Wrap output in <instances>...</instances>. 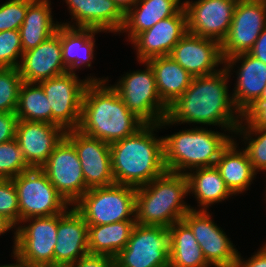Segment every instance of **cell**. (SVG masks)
<instances>
[{
    "mask_svg": "<svg viewBox=\"0 0 266 267\" xmlns=\"http://www.w3.org/2000/svg\"><path fill=\"white\" fill-rule=\"evenodd\" d=\"M229 76L223 67L215 73L193 77L190 86L168 107L167 117L158 123L160 129L181 122L219 125L235 133L243 115L228 93Z\"/></svg>",
    "mask_w": 266,
    "mask_h": 267,
    "instance_id": "cell-1",
    "label": "cell"
},
{
    "mask_svg": "<svg viewBox=\"0 0 266 267\" xmlns=\"http://www.w3.org/2000/svg\"><path fill=\"white\" fill-rule=\"evenodd\" d=\"M106 82H90L84 91L82 133L112 144L135 134L145 123L124 104L119 93Z\"/></svg>",
    "mask_w": 266,
    "mask_h": 267,
    "instance_id": "cell-2",
    "label": "cell"
},
{
    "mask_svg": "<svg viewBox=\"0 0 266 267\" xmlns=\"http://www.w3.org/2000/svg\"><path fill=\"white\" fill-rule=\"evenodd\" d=\"M158 124H145L135 134L110 144L111 169L116 184L139 187L167 171L163 137Z\"/></svg>",
    "mask_w": 266,
    "mask_h": 267,
    "instance_id": "cell-3",
    "label": "cell"
},
{
    "mask_svg": "<svg viewBox=\"0 0 266 267\" xmlns=\"http://www.w3.org/2000/svg\"><path fill=\"white\" fill-rule=\"evenodd\" d=\"M189 194L186 174L166 171L136 188L135 221L140 225L169 228L190 210L183 199Z\"/></svg>",
    "mask_w": 266,
    "mask_h": 267,
    "instance_id": "cell-4",
    "label": "cell"
},
{
    "mask_svg": "<svg viewBox=\"0 0 266 267\" xmlns=\"http://www.w3.org/2000/svg\"><path fill=\"white\" fill-rule=\"evenodd\" d=\"M232 140V136L202 127L164 136L165 167L167 171L186 174L188 169L215 166Z\"/></svg>",
    "mask_w": 266,
    "mask_h": 267,
    "instance_id": "cell-5",
    "label": "cell"
},
{
    "mask_svg": "<svg viewBox=\"0 0 266 267\" xmlns=\"http://www.w3.org/2000/svg\"><path fill=\"white\" fill-rule=\"evenodd\" d=\"M135 206L136 187L115 183L89 188L72 207L82 215L87 225H103L135 220Z\"/></svg>",
    "mask_w": 266,
    "mask_h": 267,
    "instance_id": "cell-6",
    "label": "cell"
},
{
    "mask_svg": "<svg viewBox=\"0 0 266 267\" xmlns=\"http://www.w3.org/2000/svg\"><path fill=\"white\" fill-rule=\"evenodd\" d=\"M75 74L67 72L39 82L52 109V124L60 126L65 132L79 128L86 86L90 82L108 81V77L101 79L93 76L83 81Z\"/></svg>",
    "mask_w": 266,
    "mask_h": 267,
    "instance_id": "cell-7",
    "label": "cell"
},
{
    "mask_svg": "<svg viewBox=\"0 0 266 267\" xmlns=\"http://www.w3.org/2000/svg\"><path fill=\"white\" fill-rule=\"evenodd\" d=\"M145 70L126 73L112 87L119 93L124 104L145 124H158L167 117L168 107L157 92L152 67L147 62Z\"/></svg>",
    "mask_w": 266,
    "mask_h": 267,
    "instance_id": "cell-8",
    "label": "cell"
},
{
    "mask_svg": "<svg viewBox=\"0 0 266 267\" xmlns=\"http://www.w3.org/2000/svg\"><path fill=\"white\" fill-rule=\"evenodd\" d=\"M17 191L19 223L27 218L64 213L70 206L40 168H32L12 178Z\"/></svg>",
    "mask_w": 266,
    "mask_h": 267,
    "instance_id": "cell-9",
    "label": "cell"
},
{
    "mask_svg": "<svg viewBox=\"0 0 266 267\" xmlns=\"http://www.w3.org/2000/svg\"><path fill=\"white\" fill-rule=\"evenodd\" d=\"M115 267H169L170 232L163 226L135 224Z\"/></svg>",
    "mask_w": 266,
    "mask_h": 267,
    "instance_id": "cell-10",
    "label": "cell"
},
{
    "mask_svg": "<svg viewBox=\"0 0 266 267\" xmlns=\"http://www.w3.org/2000/svg\"><path fill=\"white\" fill-rule=\"evenodd\" d=\"M28 225L14 228L13 255L30 267L54 266V246L57 241V214L27 218Z\"/></svg>",
    "mask_w": 266,
    "mask_h": 267,
    "instance_id": "cell-11",
    "label": "cell"
},
{
    "mask_svg": "<svg viewBox=\"0 0 266 267\" xmlns=\"http://www.w3.org/2000/svg\"><path fill=\"white\" fill-rule=\"evenodd\" d=\"M40 169L71 206L88 191L77 151L65 136Z\"/></svg>",
    "mask_w": 266,
    "mask_h": 267,
    "instance_id": "cell-12",
    "label": "cell"
},
{
    "mask_svg": "<svg viewBox=\"0 0 266 267\" xmlns=\"http://www.w3.org/2000/svg\"><path fill=\"white\" fill-rule=\"evenodd\" d=\"M265 27V0H238L229 32L221 42L224 61L237 54L248 53Z\"/></svg>",
    "mask_w": 266,
    "mask_h": 267,
    "instance_id": "cell-13",
    "label": "cell"
},
{
    "mask_svg": "<svg viewBox=\"0 0 266 267\" xmlns=\"http://www.w3.org/2000/svg\"><path fill=\"white\" fill-rule=\"evenodd\" d=\"M211 218L206 210H190L182 220L190 227L210 266L235 267L238 250Z\"/></svg>",
    "mask_w": 266,
    "mask_h": 267,
    "instance_id": "cell-14",
    "label": "cell"
},
{
    "mask_svg": "<svg viewBox=\"0 0 266 267\" xmlns=\"http://www.w3.org/2000/svg\"><path fill=\"white\" fill-rule=\"evenodd\" d=\"M238 0L185 1L187 31L220 43L226 38Z\"/></svg>",
    "mask_w": 266,
    "mask_h": 267,
    "instance_id": "cell-15",
    "label": "cell"
},
{
    "mask_svg": "<svg viewBox=\"0 0 266 267\" xmlns=\"http://www.w3.org/2000/svg\"><path fill=\"white\" fill-rule=\"evenodd\" d=\"M65 137L77 151L88 189L115 184L111 169L110 144L90 137L78 129L66 131Z\"/></svg>",
    "mask_w": 266,
    "mask_h": 267,
    "instance_id": "cell-16",
    "label": "cell"
},
{
    "mask_svg": "<svg viewBox=\"0 0 266 267\" xmlns=\"http://www.w3.org/2000/svg\"><path fill=\"white\" fill-rule=\"evenodd\" d=\"M187 32V15L183 6L175 15L160 20L131 41L136 47L137 60L146 62L155 57L169 56Z\"/></svg>",
    "mask_w": 266,
    "mask_h": 267,
    "instance_id": "cell-17",
    "label": "cell"
},
{
    "mask_svg": "<svg viewBox=\"0 0 266 267\" xmlns=\"http://www.w3.org/2000/svg\"><path fill=\"white\" fill-rule=\"evenodd\" d=\"M169 56L193 77L215 73L219 71L215 67L224 63L219 41L190 32L179 40Z\"/></svg>",
    "mask_w": 266,
    "mask_h": 267,
    "instance_id": "cell-18",
    "label": "cell"
},
{
    "mask_svg": "<svg viewBox=\"0 0 266 267\" xmlns=\"http://www.w3.org/2000/svg\"><path fill=\"white\" fill-rule=\"evenodd\" d=\"M18 69L22 80L29 83H39L69 72L62 60L61 24L47 40L23 52Z\"/></svg>",
    "mask_w": 266,
    "mask_h": 267,
    "instance_id": "cell-19",
    "label": "cell"
},
{
    "mask_svg": "<svg viewBox=\"0 0 266 267\" xmlns=\"http://www.w3.org/2000/svg\"><path fill=\"white\" fill-rule=\"evenodd\" d=\"M87 254L88 225L82 215L74 207L57 214L54 266L68 267Z\"/></svg>",
    "mask_w": 266,
    "mask_h": 267,
    "instance_id": "cell-20",
    "label": "cell"
},
{
    "mask_svg": "<svg viewBox=\"0 0 266 267\" xmlns=\"http://www.w3.org/2000/svg\"><path fill=\"white\" fill-rule=\"evenodd\" d=\"M239 61L242 64L236 72L238 77L232 99L243 115L261 98L266 86V64L249 53L237 54L224 61V67L229 74Z\"/></svg>",
    "mask_w": 266,
    "mask_h": 267,
    "instance_id": "cell-21",
    "label": "cell"
},
{
    "mask_svg": "<svg viewBox=\"0 0 266 267\" xmlns=\"http://www.w3.org/2000/svg\"><path fill=\"white\" fill-rule=\"evenodd\" d=\"M64 136L65 131L58 125L18 120L15 139L27 163L40 168Z\"/></svg>",
    "mask_w": 266,
    "mask_h": 267,
    "instance_id": "cell-22",
    "label": "cell"
},
{
    "mask_svg": "<svg viewBox=\"0 0 266 267\" xmlns=\"http://www.w3.org/2000/svg\"><path fill=\"white\" fill-rule=\"evenodd\" d=\"M71 18L76 21L75 26L62 23L70 27L92 28L97 31L119 32L125 20V13L113 0H65Z\"/></svg>",
    "mask_w": 266,
    "mask_h": 267,
    "instance_id": "cell-23",
    "label": "cell"
},
{
    "mask_svg": "<svg viewBox=\"0 0 266 267\" xmlns=\"http://www.w3.org/2000/svg\"><path fill=\"white\" fill-rule=\"evenodd\" d=\"M183 6L181 0H139L125 13L121 32H128L129 41H132L160 20L175 15Z\"/></svg>",
    "mask_w": 266,
    "mask_h": 267,
    "instance_id": "cell-24",
    "label": "cell"
},
{
    "mask_svg": "<svg viewBox=\"0 0 266 267\" xmlns=\"http://www.w3.org/2000/svg\"><path fill=\"white\" fill-rule=\"evenodd\" d=\"M146 62L153 69L159 97L169 107L190 86L193 76L170 56L155 57Z\"/></svg>",
    "mask_w": 266,
    "mask_h": 267,
    "instance_id": "cell-25",
    "label": "cell"
},
{
    "mask_svg": "<svg viewBox=\"0 0 266 267\" xmlns=\"http://www.w3.org/2000/svg\"><path fill=\"white\" fill-rule=\"evenodd\" d=\"M49 0H34L27 8L19 33L23 52L36 48L54 33L61 23L54 22Z\"/></svg>",
    "mask_w": 266,
    "mask_h": 267,
    "instance_id": "cell-26",
    "label": "cell"
},
{
    "mask_svg": "<svg viewBox=\"0 0 266 267\" xmlns=\"http://www.w3.org/2000/svg\"><path fill=\"white\" fill-rule=\"evenodd\" d=\"M234 139L221 152L216 167L225 181L227 188L234 195L248 190L257 173L254 171L248 155L244 150H237Z\"/></svg>",
    "mask_w": 266,
    "mask_h": 267,
    "instance_id": "cell-27",
    "label": "cell"
},
{
    "mask_svg": "<svg viewBox=\"0 0 266 267\" xmlns=\"http://www.w3.org/2000/svg\"><path fill=\"white\" fill-rule=\"evenodd\" d=\"M92 28L70 27L61 24L62 60L69 72L81 66L91 67L94 58L95 33Z\"/></svg>",
    "mask_w": 266,
    "mask_h": 267,
    "instance_id": "cell-28",
    "label": "cell"
},
{
    "mask_svg": "<svg viewBox=\"0 0 266 267\" xmlns=\"http://www.w3.org/2000/svg\"><path fill=\"white\" fill-rule=\"evenodd\" d=\"M189 171L186 173L188 191L194 194L199 203L197 206L199 208L201 206V209L198 210L207 211V208L214 203L222 202L233 196L216 166L196 168Z\"/></svg>",
    "mask_w": 266,
    "mask_h": 267,
    "instance_id": "cell-29",
    "label": "cell"
},
{
    "mask_svg": "<svg viewBox=\"0 0 266 267\" xmlns=\"http://www.w3.org/2000/svg\"><path fill=\"white\" fill-rule=\"evenodd\" d=\"M135 224V220H125L103 225H88L89 254L115 257L126 247Z\"/></svg>",
    "mask_w": 266,
    "mask_h": 267,
    "instance_id": "cell-30",
    "label": "cell"
},
{
    "mask_svg": "<svg viewBox=\"0 0 266 267\" xmlns=\"http://www.w3.org/2000/svg\"><path fill=\"white\" fill-rule=\"evenodd\" d=\"M170 232L169 267H210L190 227L177 221L168 228Z\"/></svg>",
    "mask_w": 266,
    "mask_h": 267,
    "instance_id": "cell-31",
    "label": "cell"
},
{
    "mask_svg": "<svg viewBox=\"0 0 266 267\" xmlns=\"http://www.w3.org/2000/svg\"><path fill=\"white\" fill-rule=\"evenodd\" d=\"M18 120L52 124V109L48 98L39 83L21 84L18 105L15 112Z\"/></svg>",
    "mask_w": 266,
    "mask_h": 267,
    "instance_id": "cell-32",
    "label": "cell"
},
{
    "mask_svg": "<svg viewBox=\"0 0 266 267\" xmlns=\"http://www.w3.org/2000/svg\"><path fill=\"white\" fill-rule=\"evenodd\" d=\"M236 134L243 135L242 141L247 143L243 149L251 162L254 171H266V128L265 127H237ZM255 135V138L252 135ZM258 135V137H257Z\"/></svg>",
    "mask_w": 266,
    "mask_h": 267,
    "instance_id": "cell-33",
    "label": "cell"
},
{
    "mask_svg": "<svg viewBox=\"0 0 266 267\" xmlns=\"http://www.w3.org/2000/svg\"><path fill=\"white\" fill-rule=\"evenodd\" d=\"M30 169L15 138L0 144V179H12Z\"/></svg>",
    "mask_w": 266,
    "mask_h": 267,
    "instance_id": "cell-34",
    "label": "cell"
},
{
    "mask_svg": "<svg viewBox=\"0 0 266 267\" xmlns=\"http://www.w3.org/2000/svg\"><path fill=\"white\" fill-rule=\"evenodd\" d=\"M22 83L18 68H0V112H16Z\"/></svg>",
    "mask_w": 266,
    "mask_h": 267,
    "instance_id": "cell-35",
    "label": "cell"
},
{
    "mask_svg": "<svg viewBox=\"0 0 266 267\" xmlns=\"http://www.w3.org/2000/svg\"><path fill=\"white\" fill-rule=\"evenodd\" d=\"M22 55L19 30L0 32V68H18Z\"/></svg>",
    "mask_w": 266,
    "mask_h": 267,
    "instance_id": "cell-36",
    "label": "cell"
},
{
    "mask_svg": "<svg viewBox=\"0 0 266 267\" xmlns=\"http://www.w3.org/2000/svg\"><path fill=\"white\" fill-rule=\"evenodd\" d=\"M34 0H9L0 5V32L19 30L28 6Z\"/></svg>",
    "mask_w": 266,
    "mask_h": 267,
    "instance_id": "cell-37",
    "label": "cell"
},
{
    "mask_svg": "<svg viewBox=\"0 0 266 267\" xmlns=\"http://www.w3.org/2000/svg\"><path fill=\"white\" fill-rule=\"evenodd\" d=\"M0 214L15 226L19 224V205L16 186L12 179H0Z\"/></svg>",
    "mask_w": 266,
    "mask_h": 267,
    "instance_id": "cell-38",
    "label": "cell"
},
{
    "mask_svg": "<svg viewBox=\"0 0 266 267\" xmlns=\"http://www.w3.org/2000/svg\"><path fill=\"white\" fill-rule=\"evenodd\" d=\"M245 121V122H244ZM244 122V125H242ZM238 127H265L266 128V100H258L243 114Z\"/></svg>",
    "mask_w": 266,
    "mask_h": 267,
    "instance_id": "cell-39",
    "label": "cell"
},
{
    "mask_svg": "<svg viewBox=\"0 0 266 267\" xmlns=\"http://www.w3.org/2000/svg\"><path fill=\"white\" fill-rule=\"evenodd\" d=\"M17 122L15 113L0 112V144L15 138Z\"/></svg>",
    "mask_w": 266,
    "mask_h": 267,
    "instance_id": "cell-40",
    "label": "cell"
},
{
    "mask_svg": "<svg viewBox=\"0 0 266 267\" xmlns=\"http://www.w3.org/2000/svg\"><path fill=\"white\" fill-rule=\"evenodd\" d=\"M68 267H115V258L107 255L87 254Z\"/></svg>",
    "mask_w": 266,
    "mask_h": 267,
    "instance_id": "cell-41",
    "label": "cell"
},
{
    "mask_svg": "<svg viewBox=\"0 0 266 267\" xmlns=\"http://www.w3.org/2000/svg\"><path fill=\"white\" fill-rule=\"evenodd\" d=\"M235 267H266V243L257 253L251 256L248 260H243L238 252Z\"/></svg>",
    "mask_w": 266,
    "mask_h": 267,
    "instance_id": "cell-42",
    "label": "cell"
},
{
    "mask_svg": "<svg viewBox=\"0 0 266 267\" xmlns=\"http://www.w3.org/2000/svg\"><path fill=\"white\" fill-rule=\"evenodd\" d=\"M248 53L266 64V27Z\"/></svg>",
    "mask_w": 266,
    "mask_h": 267,
    "instance_id": "cell-43",
    "label": "cell"
},
{
    "mask_svg": "<svg viewBox=\"0 0 266 267\" xmlns=\"http://www.w3.org/2000/svg\"><path fill=\"white\" fill-rule=\"evenodd\" d=\"M14 227L16 228V226L9 219L0 214V235Z\"/></svg>",
    "mask_w": 266,
    "mask_h": 267,
    "instance_id": "cell-44",
    "label": "cell"
},
{
    "mask_svg": "<svg viewBox=\"0 0 266 267\" xmlns=\"http://www.w3.org/2000/svg\"><path fill=\"white\" fill-rule=\"evenodd\" d=\"M119 8L126 13L130 8H132L139 0H113Z\"/></svg>",
    "mask_w": 266,
    "mask_h": 267,
    "instance_id": "cell-45",
    "label": "cell"
},
{
    "mask_svg": "<svg viewBox=\"0 0 266 267\" xmlns=\"http://www.w3.org/2000/svg\"><path fill=\"white\" fill-rule=\"evenodd\" d=\"M14 258L16 259V264H5V265H0V267H30L28 264H26L25 262L19 260L17 257L14 256Z\"/></svg>",
    "mask_w": 266,
    "mask_h": 267,
    "instance_id": "cell-46",
    "label": "cell"
},
{
    "mask_svg": "<svg viewBox=\"0 0 266 267\" xmlns=\"http://www.w3.org/2000/svg\"><path fill=\"white\" fill-rule=\"evenodd\" d=\"M259 100H266V86H265L264 91H263L261 98Z\"/></svg>",
    "mask_w": 266,
    "mask_h": 267,
    "instance_id": "cell-47",
    "label": "cell"
}]
</instances>
